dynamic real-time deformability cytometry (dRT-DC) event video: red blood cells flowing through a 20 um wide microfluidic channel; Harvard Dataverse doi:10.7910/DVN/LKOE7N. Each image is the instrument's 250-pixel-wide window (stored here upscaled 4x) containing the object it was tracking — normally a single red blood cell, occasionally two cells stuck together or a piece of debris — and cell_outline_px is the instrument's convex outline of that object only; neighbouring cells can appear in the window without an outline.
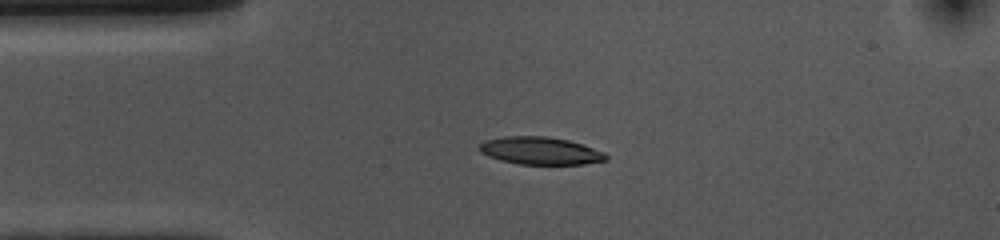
{"species": "common noctule bat (a hibernating species)", "species_latin": "Nyctalus noctula", "temperature_condition": "cold", "stored_images_in_passage": 45, "camera_frame_rate_fps": 3000, "um_per_image_px": 0.085, "animal": {"sex": "female", "body_mass_g": 10.0, "forearm_length_mm": 53.1}, "frame": {"image": 1, "passage_image": 4, "time_ms": 1.0, "image_size_px": [1000, 240], "cell_outline_px": [[608, 160], [584, 164], [520, 164], [500, 160], [488, 156], [480, 152], [476, 148], [484, 140], [504, 136], [548, 136], [568, 140], [604, 152], [608, 156]], "centroid_in_image_um": [45.89, 12.81], "position_along_channel_um": 39.1, "area_um2": 20.4}}
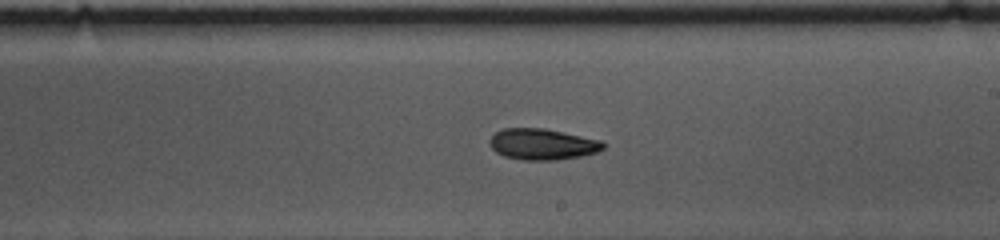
{"frame": {"image": 2, "passage_image": 22, "time_ms": 7.0, "image_size_px": [1000, 240], "cell_outline_px": [[604, 148], [596, 152], [580, 156], [556, 160], [520, 160], [504, 156], [496, 152], [488, 144], [488, 140], [496, 132], [504, 128], [544, 128], [600, 140], [604, 144]], "centroid_in_image_um": [46.06, 12.26], "position_along_channel_um": 242.9, "area_um2": 20.52}}
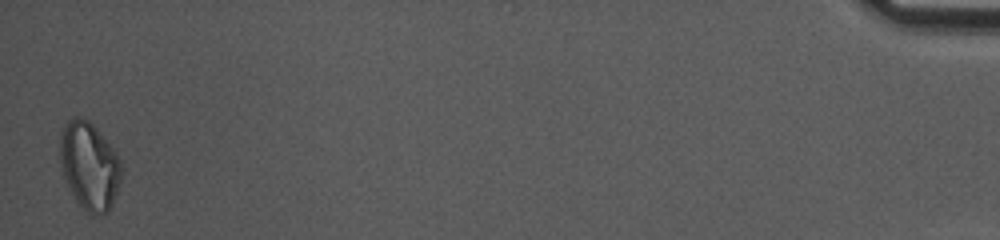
{"frame": {"image": 3, "passage_image": 45, "time_ms": 14.667, "image_size_px": [1000, 240], "cell_outline_px": [[120, 180], [112, 204], [108, 212], [92, 216], [76, 200], [64, 176], [60, 160], [60, 136], [64, 124], [72, 116], [80, 116], [88, 120], [96, 128], [116, 152], [120, 160]], "centroid_in_image_um": [7.58, 14.06], "position_along_channel_um": 427.6, "area_um2": 30.92}, "authors_computed_cell_mechanics": {"area_um2": 20.808, "velocity_mm_per_s": 3.7011, "shape_relaxation_time_tau1_ms": 6.1545, "shape_relaxation_time_tau2_ms": null, "deformation_change_tau1": 0.1474, "deformation_change_tau2": null}}